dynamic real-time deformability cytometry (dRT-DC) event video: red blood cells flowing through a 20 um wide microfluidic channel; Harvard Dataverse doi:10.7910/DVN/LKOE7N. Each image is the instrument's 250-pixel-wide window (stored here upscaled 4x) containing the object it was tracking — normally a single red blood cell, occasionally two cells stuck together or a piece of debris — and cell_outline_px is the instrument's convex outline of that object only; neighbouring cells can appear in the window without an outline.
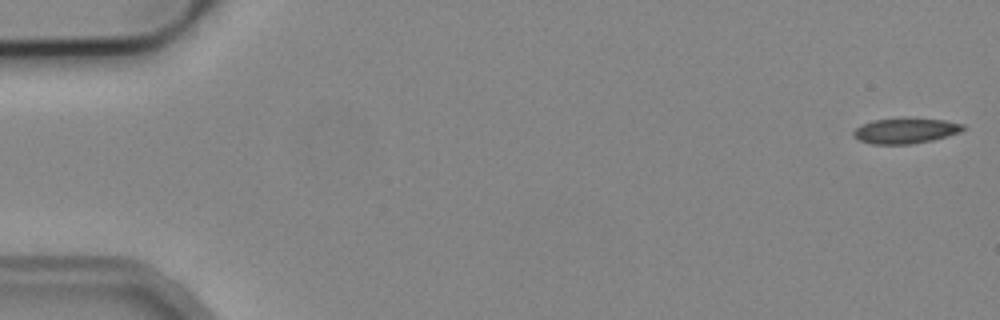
{"species": "common noctule bat (a hibernating species)", "species_latin": "Nyctalus noctula", "temperature_condition": "cold", "stored_images_in_passage": 6, "camera_frame_rate_fps": 3000, "um_per_image_px": 0.085, "animal": {"sex": "male", "body_mass_g": 19.2, "forearm_length_mm": 51.8}, "frame": {"image": 1, "passage_image": 1, "time_ms": 0.0, "image_size_px": [1000, 320], "cell_outline_px": [[968, 128], [960, 132], [932, 140], [912, 144], [872, 144], [860, 140], [852, 136], [852, 132], [856, 128], [872, 120], [900, 116], [904, 116], [944, 120], [964, 124]], "centroid_in_image_um": [76.98, 11.08], "position_along_channel_um": 8.0, "area_um2": 16.76}}
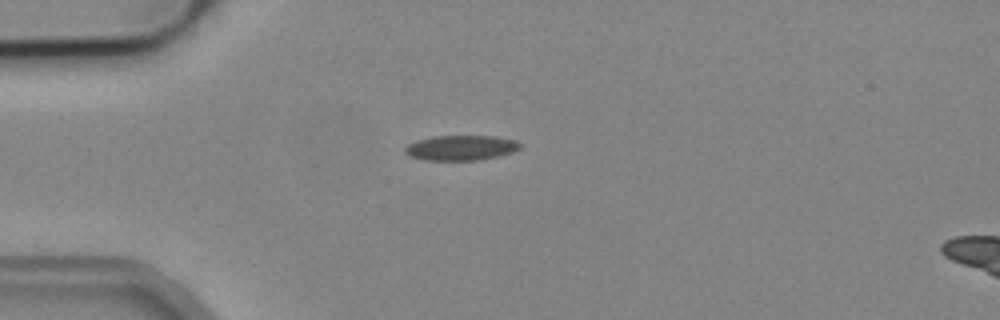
{"frame": {"image": 2, "passage_image": 4, "time_ms": 4.333, "image_size_px": [1000, 320], "cell_outline_px": [[524, 144], [520, 148], [512, 152], [500, 156], [480, 160], [424, 160], [412, 156], [404, 152], [404, 148], [408, 144], [416, 140], [432, 136], [496, 136], [516, 140]], "centroid_in_image_um": [39.22, 12.56], "position_along_channel_um": 45.8, "area_um2": 16.99}}
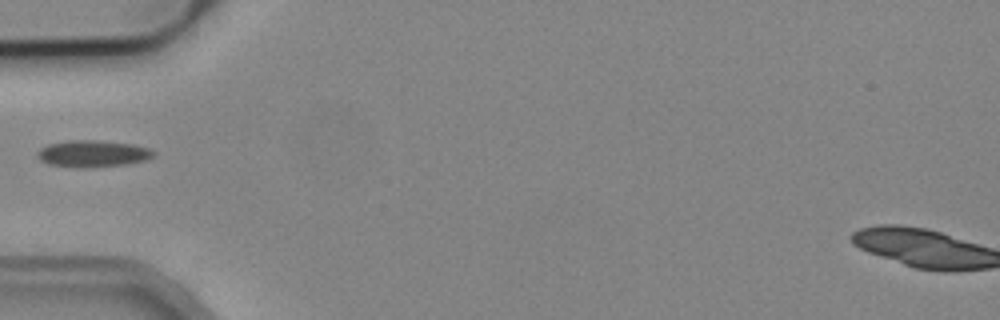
{"frame": {"image": 3, "passage_image": 5, "time_ms": 5.667, "image_size_px": [1000, 320], "cell_outline_px": [[156, 152], [148, 160], [128, 164], [84, 168], [48, 164], [40, 160], [36, 156], [36, 152], [40, 148], [48, 144], [68, 140], [96, 140], [132, 144], [148, 148]], "centroid_in_image_um": [7.87, 13.06], "position_along_channel_um": 77.1, "area_um2": 18.21}}